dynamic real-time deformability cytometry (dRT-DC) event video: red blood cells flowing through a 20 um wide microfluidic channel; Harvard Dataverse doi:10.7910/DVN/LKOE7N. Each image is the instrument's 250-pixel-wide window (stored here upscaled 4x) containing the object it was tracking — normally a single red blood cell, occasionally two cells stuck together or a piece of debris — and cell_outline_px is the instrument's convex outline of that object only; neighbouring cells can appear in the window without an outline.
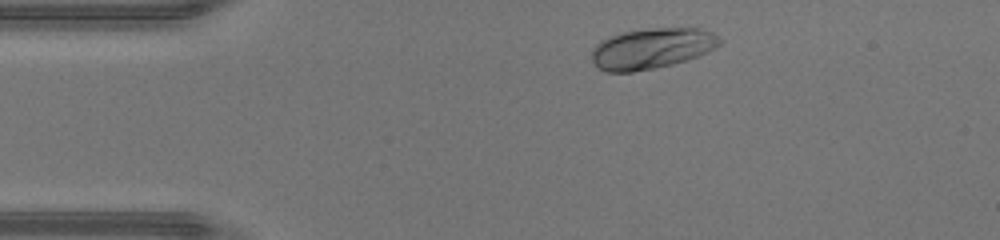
{"species": "human", "species_latin": "Homo sapiens", "temperature_condition": "warm", "stored_images_in_passage": 35, "camera_frame_rate_fps": 3000, "um_per_image_px": 0.085, "donor": {"sex": "male"}, "frame": {"image": 1, "passage_image": 3, "time_ms": 0.667, "image_size_px": [1000, 240], "cell_outline_px": [[724, 40], [716, 48], [708, 52], [688, 60], [672, 64], [632, 72], [604, 72], [592, 60], [592, 48], [600, 40], [608, 36], [624, 32], [652, 28], [700, 28], [712, 32]], "centroid_in_image_um": [55.43, 4.11], "position_along_channel_um": 29.6, "area_um2": 30.46}}
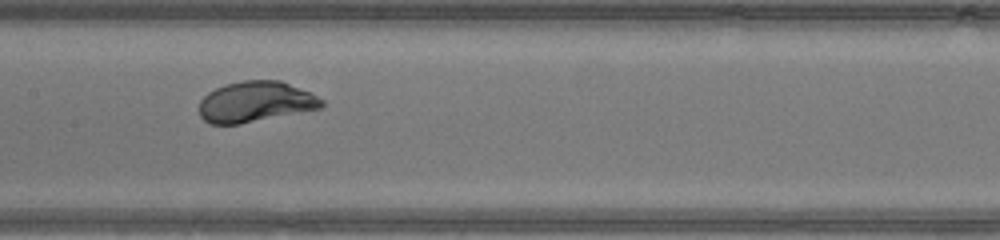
{"frame": {"image": 2, "passage_image": 17, "time_ms": 5.333, "image_size_px": [1000, 240], "cell_outline_px": [[324, 108], [240, 124], [208, 124], [200, 116], [200, 100], [208, 92], [224, 84], [244, 80], [280, 80], [312, 92], [324, 100]], "centroid_in_image_um": [21.76, 8.65], "position_along_channel_um": 185.6, "area_um2": 29.42}}
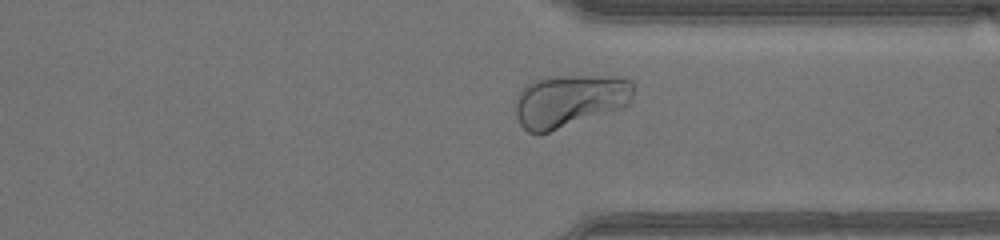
{"frame": {"image": 3, "passage_image": 29, "time_ms": 9.333, "image_size_px": [1000, 240], "cell_outline_px": [[636, 88], [632, 100], [624, 108], [548, 132], [528, 132], [520, 124], [516, 116], [516, 100], [520, 92], [532, 80], [552, 76], [616, 76], [632, 80], [636, 84]], "centroid_in_image_um": [48.5, 8.54], "position_along_channel_um": 362.9, "area_um2": 36.53}, "authors_computed_cell_mechanics": {"area_um2": 29.8826, "velocity_mm_per_s": 4.4478, "shape_relaxation_time_tau1_ms": 1.5315, "shape_relaxation_time_tau2_ms": null, "deformation_change_tau1": 0.1432, "deformation_change_tau2": null}}